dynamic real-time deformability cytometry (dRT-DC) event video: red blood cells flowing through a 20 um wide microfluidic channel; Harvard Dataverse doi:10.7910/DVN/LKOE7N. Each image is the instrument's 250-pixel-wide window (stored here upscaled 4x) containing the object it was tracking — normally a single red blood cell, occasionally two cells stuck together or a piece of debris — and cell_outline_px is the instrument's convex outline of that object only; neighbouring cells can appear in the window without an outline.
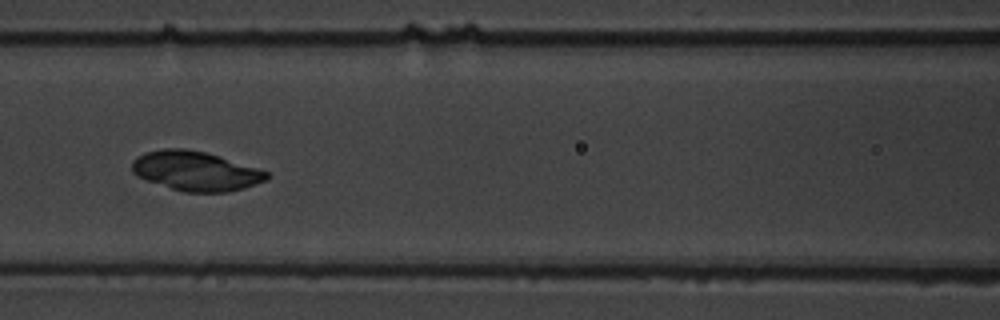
{"species": "common noctule bat (a hibernating species)", "species_latin": "Nyctalus noctula", "temperature_condition": "warm", "stored_images_in_passage": 9, "camera_frame_rate_fps": 3000, "um_per_image_px": 0.085, "animal": {"sex": "male", "body_mass_g": 19.5, "forearm_length_mm": 54.6}, "frame": {"image": 1, "passage_image": 6, "time_ms": 5.667, "image_size_px": [1000, 320], "cell_outline_px": [[268, 180], [244, 188], [228, 192], [184, 192], [148, 180], [132, 172], [132, 160], [136, 156], [144, 152], [164, 148], [184, 148], [204, 152], [220, 156], [268, 172]], "centroid_in_image_um": [16.63, 14.53], "position_along_channel_um": 150.0, "area_um2": 30.75}}
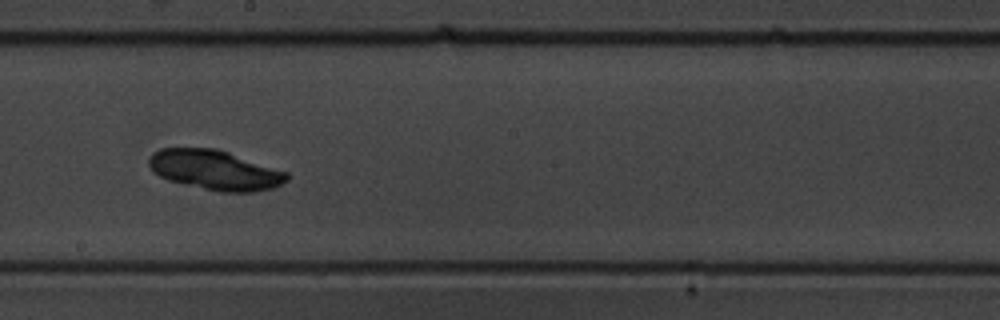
{"frame": {"image": 2, "passage_image": 8, "time_ms": 8.0, "image_size_px": [1000, 320], "cell_outline_px": [[288, 180], [272, 188], [252, 192], [220, 192], [184, 184], [168, 180], [152, 172], [148, 164], [148, 160], [152, 152], [160, 148], [216, 148], [288, 172]], "centroid_in_image_um": [18.24, 14.45], "position_along_channel_um": 230.0, "area_um2": 31.96}}
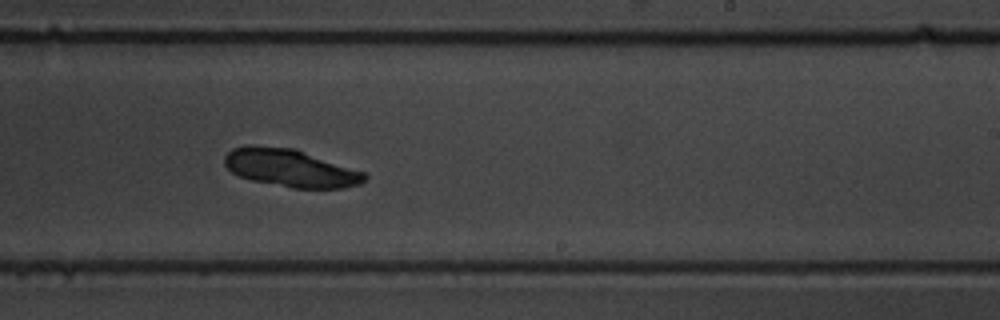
{"frame": {"image": 3, "passage_image": 9, "time_ms": 9.0, "image_size_px": [1000, 320], "cell_outline_px": [[368, 176], [360, 184], [344, 188], [292, 188], [252, 180], [240, 176], [232, 172], [224, 164], [224, 156], [232, 148], [248, 144], [252, 144], [296, 148], [364, 172]], "centroid_in_image_um": [24.67, 14.26], "position_along_channel_um": 264.3, "area_um2": 31.04}}